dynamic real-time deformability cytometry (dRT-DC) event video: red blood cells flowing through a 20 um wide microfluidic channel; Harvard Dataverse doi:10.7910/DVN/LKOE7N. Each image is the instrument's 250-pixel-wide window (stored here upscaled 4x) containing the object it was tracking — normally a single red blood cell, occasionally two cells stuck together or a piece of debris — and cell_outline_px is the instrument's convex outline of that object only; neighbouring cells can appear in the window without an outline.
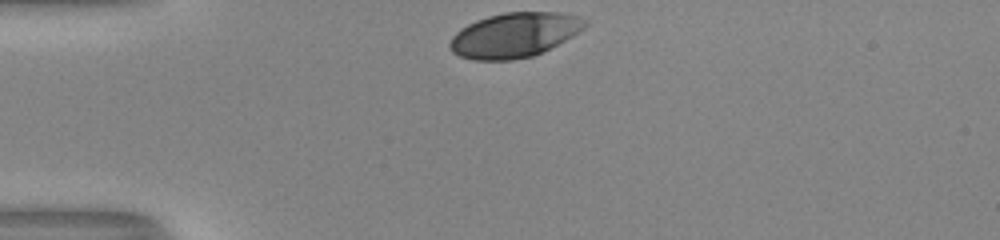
{"species": "human", "species_latin": "Homo sapiens", "temperature_condition": "room temperature", "stored_images_in_passage": 30, "camera_frame_rate_fps": 3000, "um_per_image_px": 0.085, "donor": {"sex": "male"}, "frame": {"image": 1, "passage_image": 1, "time_ms": 0.0, "image_size_px": [1000, 240], "cell_outline_px": [[588, 24], [572, 36], [532, 56], [512, 60], [472, 60], [460, 56], [452, 52], [448, 48], [448, 44], [452, 36], [460, 28], [476, 20], [488, 16], [504, 12], [556, 12], [580, 16], [588, 20]], "centroid_in_image_um": [43.68, 2.97], "position_along_channel_um": 41.3, "area_um2": 35.14}}
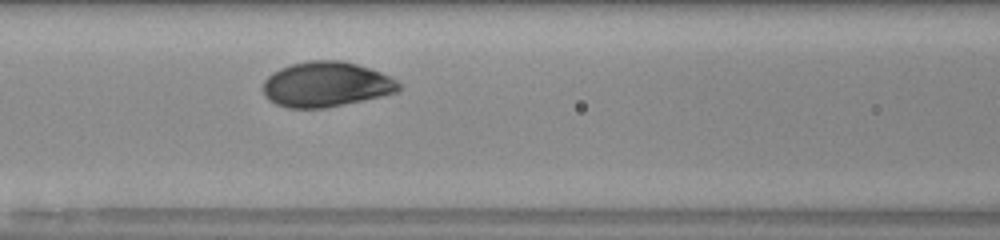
{"frame": {"image": 2, "passage_image": 11, "time_ms": 3.333, "image_size_px": [1000, 240], "cell_outline_px": [[400, 88], [396, 92], [380, 96], [324, 108], [288, 108], [276, 104], [268, 100], [264, 96], [264, 80], [272, 72], [280, 68], [292, 64], [312, 60], [340, 60], [356, 64], [380, 72], [396, 80], [400, 84]], "centroid_in_image_um": [27.68, 7.17], "position_along_channel_um": 138.9, "area_um2": 35.37}}
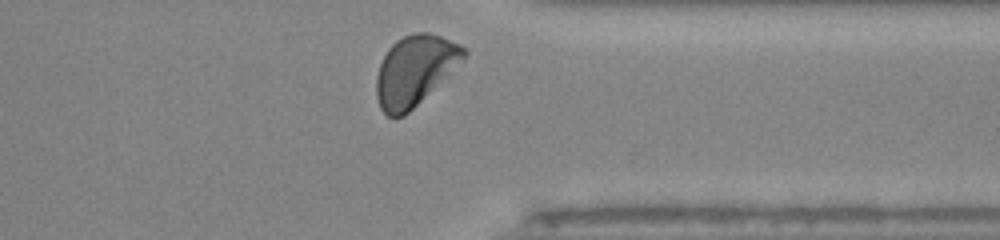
{"frame": {"image": 3, "passage_image": 29, "time_ms": 9.333, "image_size_px": [1000, 240], "cell_outline_px": [[468, 52], [464, 60], [404, 116], [388, 116], [380, 108], [376, 96], [376, 76], [380, 64], [388, 48], [396, 40], [404, 36], [416, 32], [428, 32], [440, 36], [460, 44], [468, 48]], "centroid_in_image_um": [35.26, 5.96], "position_along_channel_um": 376.1, "area_um2": 35.49}, "authors_computed_cell_mechanics": {"area_um2": 35.4892, "velocity_mm_per_s": 3.9954, "shape_relaxation_time_tau1_ms": 1.7389, "shape_relaxation_time_tau2_ms": null, "deformation_change_tau1": 0.1158, "deformation_change_tau2": null}}